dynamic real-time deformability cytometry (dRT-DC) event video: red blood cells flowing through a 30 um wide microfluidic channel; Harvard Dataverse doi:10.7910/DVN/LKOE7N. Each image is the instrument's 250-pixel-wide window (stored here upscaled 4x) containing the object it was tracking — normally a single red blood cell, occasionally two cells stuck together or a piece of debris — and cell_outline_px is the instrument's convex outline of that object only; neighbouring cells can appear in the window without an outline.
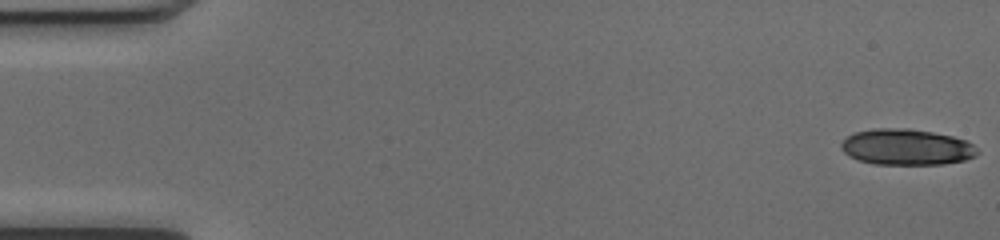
{"species": "common noctule bat (a hibernating species)", "species_latin": "Nyctalus noctula", "temperature_condition": "cold", "stored_images_in_passage": 52, "camera_frame_rate_fps": 3000, "um_per_image_px": 0.085, "animal": {"sex": "female", "body_mass_g": 17.0, "forearm_length_mm": 48.0}, "frame": {"image": 1, "passage_image": 1, "time_ms": 0.0, "image_size_px": [1000, 240], "cell_outline_px": [[980, 152], [976, 156], [964, 160], [944, 164], [872, 164], [848, 156], [840, 148], [840, 144], [848, 136], [856, 132], [876, 128], [908, 128], [932, 132], [952, 136], [968, 140]], "centroid_in_image_um": [77.07, 12.5], "position_along_channel_um": 7.9, "area_um2": 28.67}}
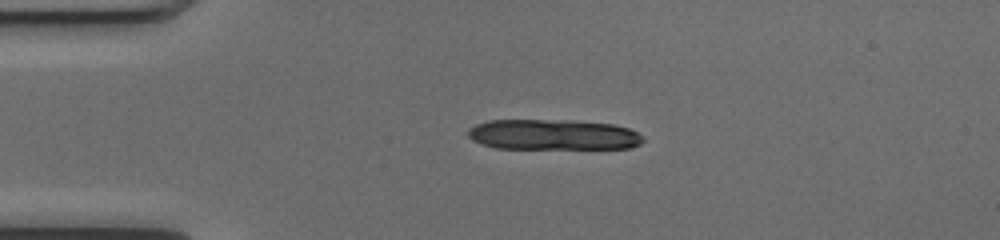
{"frame": {"image": 2, "passage_image": 12, "time_ms": 3.667, "image_size_px": [1000, 240], "cell_outline_px": [[644, 140], [640, 144], [632, 148], [496, 148], [480, 144], [472, 140], [468, 136], [468, 128], [476, 124], [488, 120], [564, 120], [612, 124], [628, 128], [644, 136]], "centroid_in_image_um": [46.99, 11.45], "position_along_channel_um": 38.0, "area_um2": 31.15}}
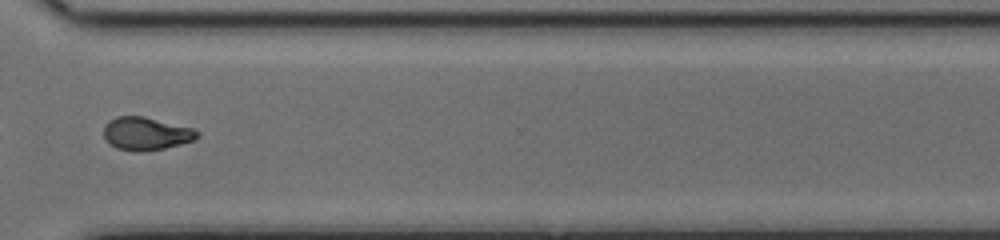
{"frame": {"image": 3, "passage_image": 39, "time_ms": 12.667, "image_size_px": [1000, 240], "cell_outline_px": [[200, 136], [192, 140], [180, 144], [164, 148], [140, 152], [136, 152], [116, 148], [104, 136], [104, 124], [108, 120], [116, 116], [144, 116], [192, 128], [200, 132]], "centroid_in_image_um": [12.41, 11.35], "position_along_channel_um": 358.2, "area_um2": 17.92}, "authors_computed_cell_mechanics": {"area_um2": 18.6116, "velocity_mm_per_s": 4.047, "shape_relaxation_time_tau1_ms": null, "shape_relaxation_time_tau2_ms": 6.8399, "deformation_change_tau1": null, "deformation_change_tau2": 0.1362}}